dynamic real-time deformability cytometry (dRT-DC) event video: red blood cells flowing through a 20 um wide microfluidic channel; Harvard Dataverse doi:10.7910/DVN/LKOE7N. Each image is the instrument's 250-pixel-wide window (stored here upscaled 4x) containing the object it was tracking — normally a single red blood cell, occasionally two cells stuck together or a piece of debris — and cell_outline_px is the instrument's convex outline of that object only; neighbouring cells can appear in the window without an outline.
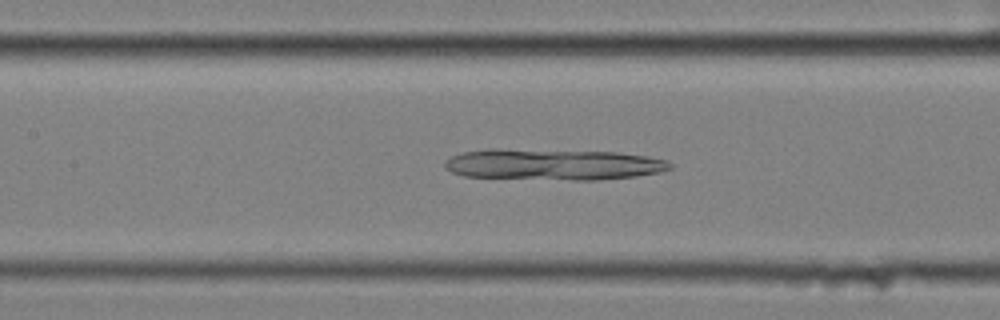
{"species": "common noctule bat (a hibernating species)", "species_latin": "Nyctalus noctula", "temperature_condition": "cold", "stored_images_in_passage": 55, "camera_frame_rate_fps": 3000, "um_per_image_px": 0.085, "animal": {"sex": "female", "body_mass_g": 25.1}, "frame": {"image": 1, "passage_image": 26, "time_ms": 8.333, "image_size_px": [1000, 320], "cell_outline_px": [[672, 168], [660, 172], [636, 176], [600, 180], [572, 180], [464, 176], [452, 172], [444, 168], [444, 160], [452, 156], [464, 152], [492, 148], [496, 148], [616, 152], [648, 156], [668, 160], [672, 164]], "centroid_in_image_um": [47.03, 13.97], "position_along_channel_um": 160.4, "area_um2": 41.15}}
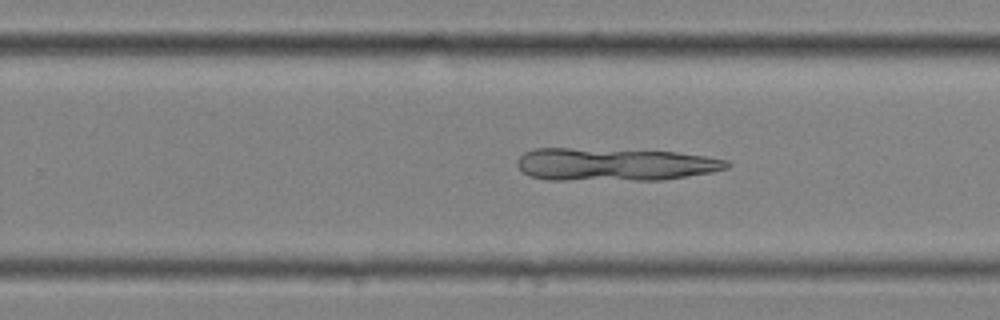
{"frame": {"image": 2, "passage_image": 36, "time_ms": 11.667, "image_size_px": [1000, 320], "cell_outline_px": [[732, 164], [728, 168], [712, 172], [664, 180], [548, 180], [532, 176], [524, 172], [516, 164], [516, 160], [524, 152], [536, 148], [568, 148], [676, 152], [704, 156], [728, 160]], "centroid_in_image_um": [52.25, 13.98], "position_along_channel_um": 277.6, "area_um2": 40.17}}
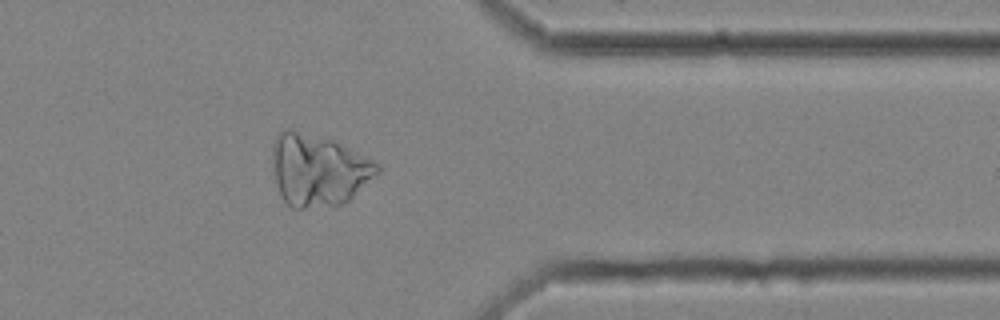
{"frame": {"image": 3, "passage_image": 46, "time_ms": 15.0, "image_size_px": [1000, 320], "cell_outline_px": [[380, 172], [348, 200], [340, 204], [304, 208], [292, 208], [284, 200], [276, 184], [272, 168], [272, 144], [276, 136], [280, 132], [288, 128], [292, 128], [332, 140], [380, 164]], "centroid_in_image_um": [27.02, 14.43], "position_along_channel_um": 384.4, "area_um2": 43.7}}